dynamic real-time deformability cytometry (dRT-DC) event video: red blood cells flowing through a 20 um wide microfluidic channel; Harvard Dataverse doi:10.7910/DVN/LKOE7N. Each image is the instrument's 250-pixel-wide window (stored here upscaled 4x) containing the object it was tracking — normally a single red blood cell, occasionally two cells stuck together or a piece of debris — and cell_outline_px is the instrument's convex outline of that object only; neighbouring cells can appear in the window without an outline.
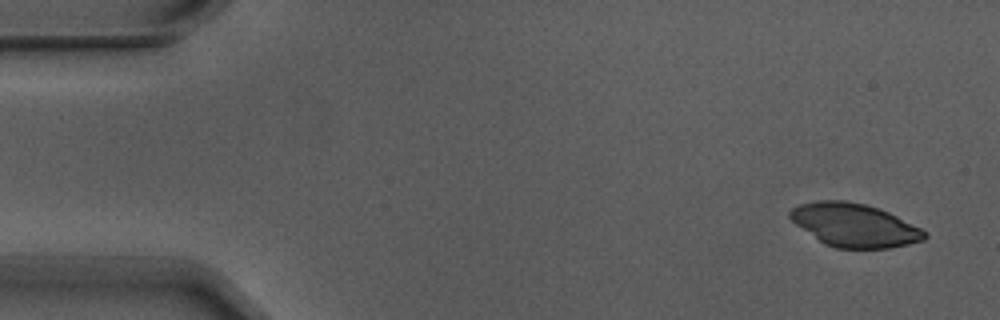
{"species": "Egyptian fruit bat (a non-hibernating species)", "species_latin": "Rousettus aegyptiacus", "temperature_condition": "warm", "stored_images_in_passage": 3, "camera_frame_rate_fps": 3000, "um_per_image_px": 0.085, "animal": {"sex": "male"}, "frame": {"image": 1, "passage_image": 1, "time_ms": 0.0, "image_size_px": [1000, 320], "cell_outline_px": [[928, 236], [924, 240], [908, 244], [888, 248], [836, 248], [824, 244], [796, 224], [788, 216], [788, 212], [792, 208], [800, 204], [820, 200], [848, 200], [880, 208], [928, 232]], "centroid_in_image_um": [72.62, 19.13], "position_along_channel_um": 12.4, "area_um2": 33.87}}